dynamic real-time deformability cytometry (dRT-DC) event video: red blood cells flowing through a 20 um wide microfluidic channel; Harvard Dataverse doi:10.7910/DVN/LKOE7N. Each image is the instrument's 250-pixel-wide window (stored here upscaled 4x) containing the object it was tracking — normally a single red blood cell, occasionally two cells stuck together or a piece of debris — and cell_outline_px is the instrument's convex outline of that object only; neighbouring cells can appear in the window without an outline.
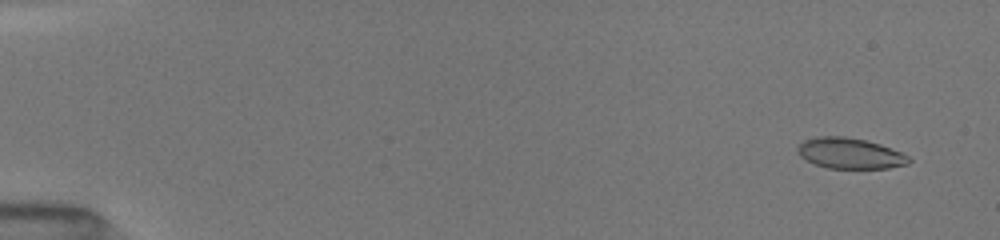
{"species": "common noctule bat (a hibernating species)", "species_latin": "Nyctalus noctula", "temperature_condition": "room temperature", "stored_images_in_passage": 9, "camera_frame_rate_fps": 3000, "um_per_image_px": 0.085, "animal": {"sex": "female", "body_mass_g": 19.5, "forearm_length_mm": 54.1}, "frame": {"image": 1, "passage_image": 2, "time_ms": 1.0, "image_size_px": [1000, 240], "cell_outline_px": [[912, 160], [908, 164], [888, 168], [828, 168], [816, 164], [800, 156], [796, 148], [804, 140], [820, 136], [844, 136], [864, 140], [880, 144], [900, 152], [908, 156]], "centroid_in_image_um": [72.25, 13.03], "position_along_channel_um": 12.7, "area_um2": 19.71}}
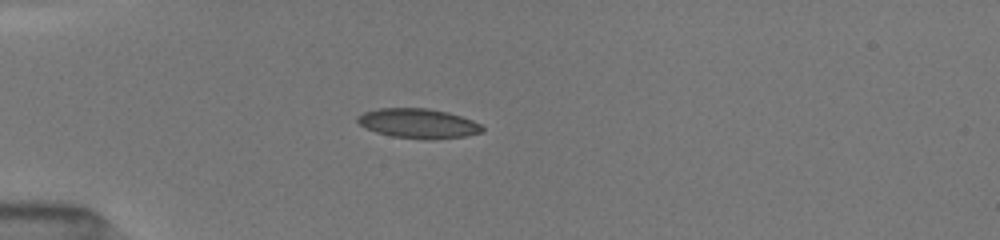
{"frame": {"image": 2, "passage_image": 7, "time_ms": 5.0, "image_size_px": [1000, 240], "cell_outline_px": [[484, 132], [468, 136], [392, 136], [376, 132], [360, 124], [356, 120], [356, 116], [364, 112], [380, 108], [428, 108], [448, 112], [472, 120], [480, 124], [484, 128]], "centroid_in_image_um": [35.54, 10.43], "position_along_channel_um": 49.5, "area_um2": 20.52}}
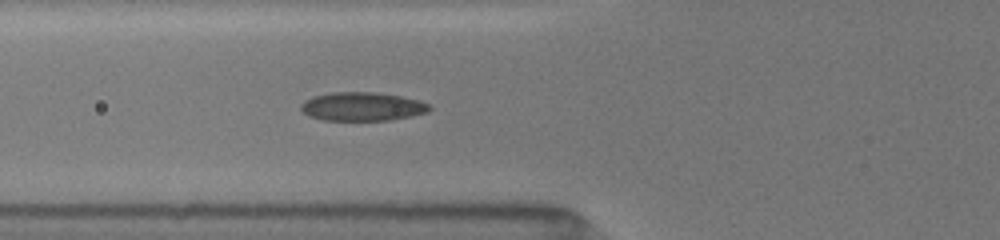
{"frame": {"image": 3, "passage_image": 9, "time_ms": 6.667, "image_size_px": [1000, 240], "cell_outline_px": [[432, 108], [428, 112], [412, 116], [388, 120], [324, 120], [308, 116], [300, 108], [300, 104], [304, 100], [312, 96], [332, 92], [372, 92], [400, 96], [420, 100], [428, 104]], "centroid_in_image_um": [30.77, 9.05], "position_along_channel_um": 95.0, "area_um2": 21.5}}